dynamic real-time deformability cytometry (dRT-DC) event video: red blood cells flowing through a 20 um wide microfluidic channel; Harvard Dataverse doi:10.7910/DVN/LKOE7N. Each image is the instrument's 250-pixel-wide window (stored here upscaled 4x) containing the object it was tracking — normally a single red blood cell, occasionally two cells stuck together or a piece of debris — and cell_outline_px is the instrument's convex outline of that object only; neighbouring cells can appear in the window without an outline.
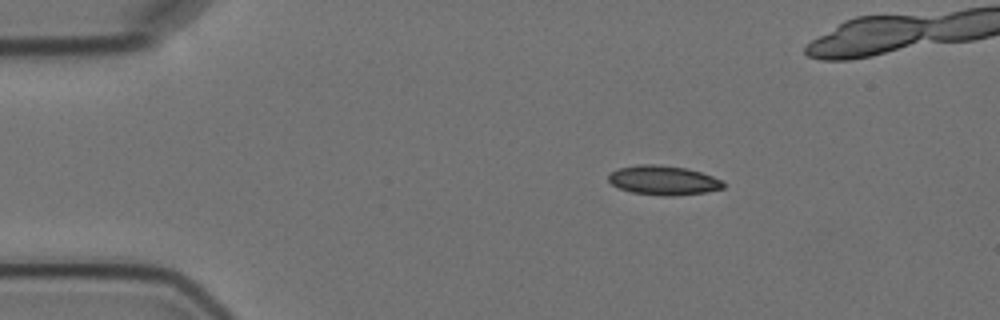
{"species": "Egyptian fruit bat (a non-hibernating species)", "species_latin": "Rousettus aegyptiacus", "temperature_condition": "cold", "stored_images_in_passage": 4, "camera_frame_rate_fps": 3000, "um_per_image_px": 0.085, "animal": {"sex": "female"}, "frame": {"image": 1, "passage_image": 1, "time_ms": 0.0, "image_size_px": [1000, 320], "cell_outline_px": [[724, 188], [704, 192], [672, 196], [664, 196], [632, 192], [620, 188], [612, 184], [608, 180], [608, 172], [620, 168], [636, 164], [660, 164], [684, 168], [700, 172], [724, 180]], "centroid_in_image_um": [56.37, 15.31], "position_along_channel_um": 28.6, "area_um2": 19.65}}